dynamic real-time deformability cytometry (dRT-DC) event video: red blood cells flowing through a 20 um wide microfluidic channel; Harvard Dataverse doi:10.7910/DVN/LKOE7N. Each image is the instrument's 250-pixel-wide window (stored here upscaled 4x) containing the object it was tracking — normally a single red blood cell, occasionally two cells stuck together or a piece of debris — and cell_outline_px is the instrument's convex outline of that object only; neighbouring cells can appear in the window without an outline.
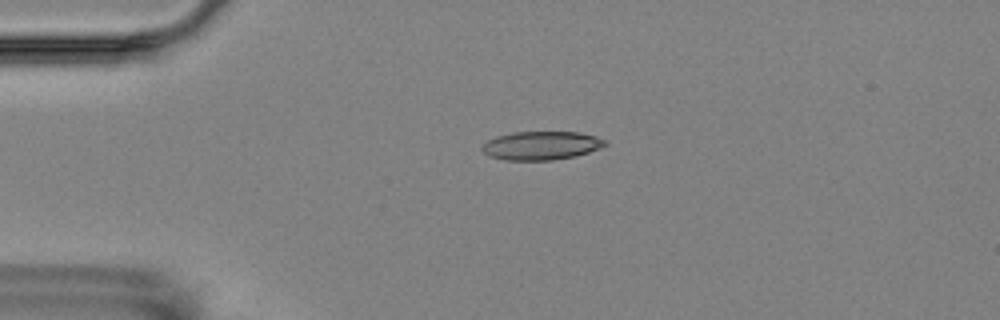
{"species": "Egyptian fruit bat (a non-hibernating species)", "species_latin": "Rousettus aegyptiacus", "temperature_condition": "room temperature", "stored_images_in_passage": 5, "camera_frame_rate_fps": 3000, "um_per_image_px": 0.085, "animal": {"sex": "female"}, "frame": {"image": 1, "passage_image": 3, "time_ms": 3.333, "image_size_px": [1000, 320], "cell_outline_px": [[608, 144], [600, 148], [576, 156], [552, 160], [504, 160], [488, 156], [480, 148], [488, 140], [496, 136], [512, 132], [580, 132], [596, 136], [608, 140]], "centroid_in_image_um": [46.02, 12.37], "position_along_channel_um": 39.0, "area_um2": 20.63}}